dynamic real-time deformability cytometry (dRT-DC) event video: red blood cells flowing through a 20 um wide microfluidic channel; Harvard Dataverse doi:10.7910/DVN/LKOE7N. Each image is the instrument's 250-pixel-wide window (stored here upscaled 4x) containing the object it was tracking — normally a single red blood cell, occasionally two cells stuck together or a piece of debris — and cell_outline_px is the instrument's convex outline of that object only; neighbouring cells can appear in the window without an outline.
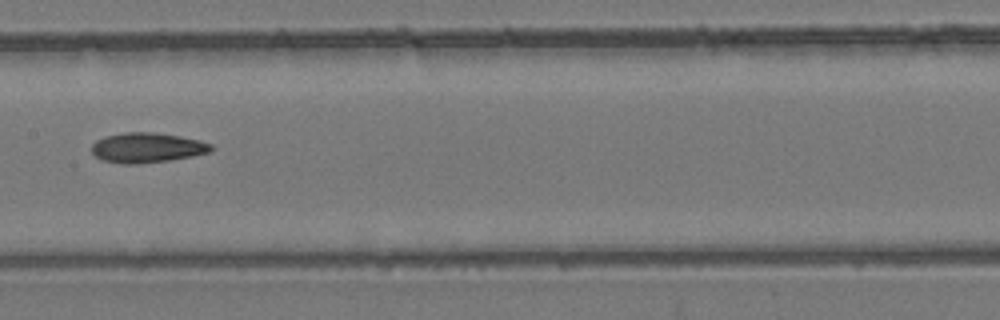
{"species": "common noctule bat (a hibernating species)", "species_latin": "Nyctalus noctula", "temperature_condition": "room temperature", "stored_images_in_passage": 8, "camera_frame_rate_fps": 3000, "um_per_image_px": 0.085, "animal": {"sex": "female", "body_mass_g": 24.6, "forearm_length_mm": 56.2}, "frame": {"image": 1, "passage_image": 8, "time_ms": 8.667, "image_size_px": [1000, 320], "cell_outline_px": [[216, 148], [212, 152], [192, 156], [168, 160], [136, 164], [120, 164], [104, 160], [96, 156], [92, 152], [92, 144], [96, 140], [104, 136], [124, 132], [152, 132], [180, 136], [200, 140], [212, 144]], "centroid_in_image_um": [12.53, 12.55], "position_along_channel_um": 194.9, "area_um2": 20.98}}